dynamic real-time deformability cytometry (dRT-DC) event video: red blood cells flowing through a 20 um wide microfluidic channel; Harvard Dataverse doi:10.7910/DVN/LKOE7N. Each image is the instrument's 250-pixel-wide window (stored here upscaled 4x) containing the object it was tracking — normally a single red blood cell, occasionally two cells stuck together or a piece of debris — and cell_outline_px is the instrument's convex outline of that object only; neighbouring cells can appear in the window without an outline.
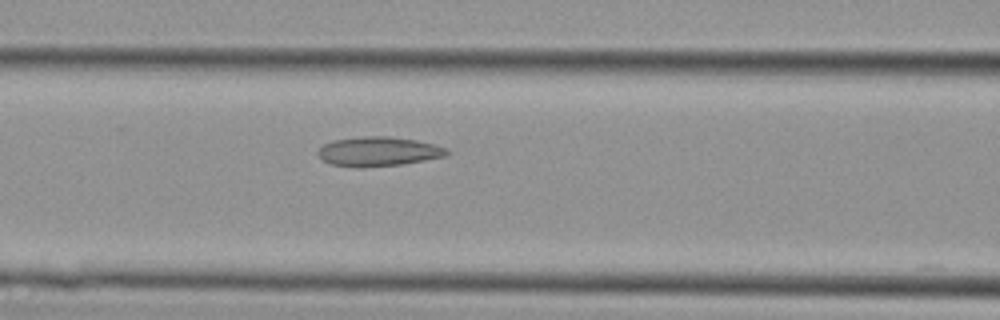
{"species": "Egyptian fruit bat (a non-hibernating species)", "species_latin": "Rousettus aegyptiacus", "temperature_condition": "cold", "stored_images_in_passage": 22, "camera_frame_rate_fps": 3000, "um_per_image_px": 0.085, "animal": {"sex": "female"}, "frame": {"image": 1, "passage_image": 4, "time_ms": 1.0, "image_size_px": [1000, 320], "cell_outline_px": [[452, 152], [448, 156], [400, 164], [332, 164], [324, 160], [316, 152], [324, 144], [332, 140], [364, 136], [388, 136], [416, 140], [432, 144], [444, 148]], "centroid_in_image_um": [32.23, 12.82], "position_along_channel_um": 134.4, "area_um2": 20.98}}
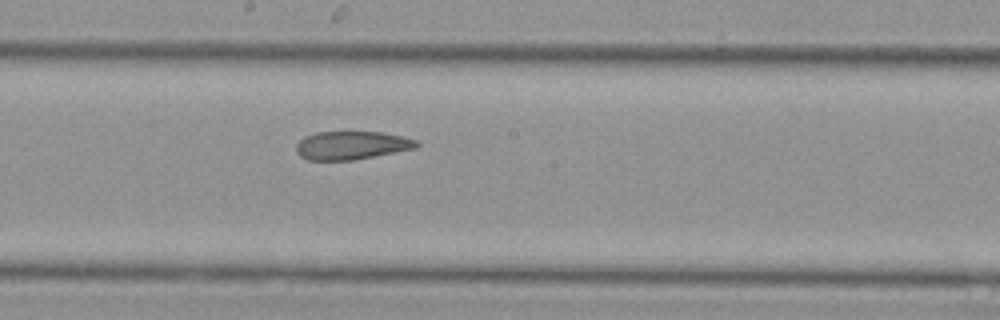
{"frame": {"image": 2, "passage_image": 9, "time_ms": 2.667, "image_size_px": [1000, 320], "cell_outline_px": [[420, 144], [416, 148], [352, 160], [308, 160], [300, 156], [296, 152], [296, 144], [304, 136], [316, 132], [380, 132], [404, 136], [416, 140]], "centroid_in_image_um": [29.87, 12.35], "position_along_channel_um": 218.3, "area_um2": 19.83}}
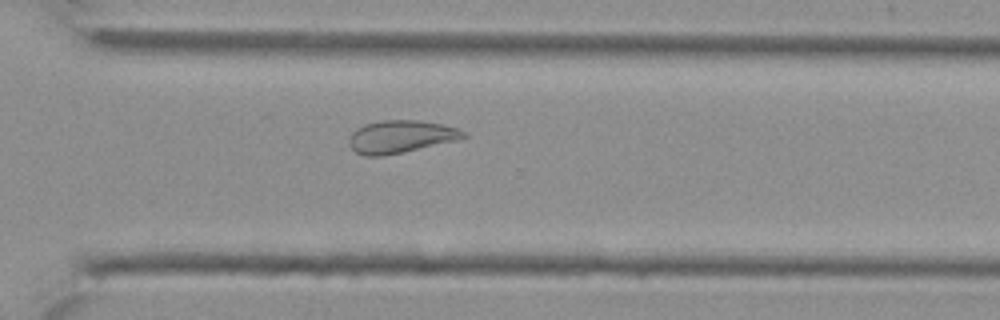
{"frame": {"image": 3, "passage_image": 16, "time_ms": 5.0, "image_size_px": [1000, 320], "cell_outline_px": [[468, 136], [460, 140], [384, 156], [364, 156], [356, 152], [348, 144], [348, 140], [352, 132], [356, 128], [364, 124], [380, 120], [420, 120], [460, 128], [468, 132]], "centroid_in_image_um": [34.09, 11.61], "position_along_channel_um": 336.5, "area_um2": 22.14}}